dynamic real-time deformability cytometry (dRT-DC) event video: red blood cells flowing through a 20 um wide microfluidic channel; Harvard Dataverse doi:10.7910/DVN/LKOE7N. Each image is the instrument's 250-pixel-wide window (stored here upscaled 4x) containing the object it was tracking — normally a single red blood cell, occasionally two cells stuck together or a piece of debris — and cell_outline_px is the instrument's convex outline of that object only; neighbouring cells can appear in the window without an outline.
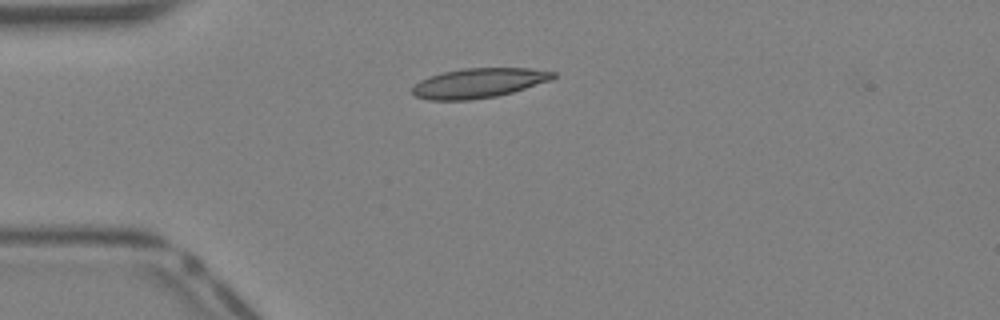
{"species": "Egyptian fruit bat (a non-hibernating species)", "species_latin": "Rousettus aegyptiacus", "temperature_condition": "warm", "stored_images_in_passage": 8, "camera_frame_rate_fps": 3000, "um_per_image_px": 0.085, "animal": {"sex": "female"}, "frame": {"image": 1, "passage_image": 1, "time_ms": 0.0, "image_size_px": [1000, 320], "cell_outline_px": [[556, 76], [552, 80], [512, 92], [496, 96], [472, 100], [428, 100], [416, 96], [412, 92], [412, 88], [420, 80], [428, 76], [444, 72], [464, 68], [528, 68], [556, 72]], "centroid_in_image_um": [40.7, 7.06], "position_along_channel_um": 44.3, "area_um2": 24.33}}
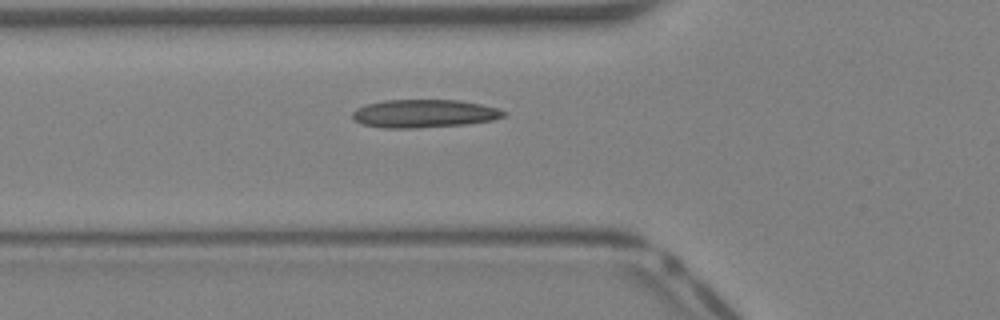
{"frame": {"image": 2, "passage_image": 5, "time_ms": 1.333, "image_size_px": [1000, 320], "cell_outline_px": [[508, 112], [504, 116], [492, 120], [468, 124], [416, 128], [384, 128], [360, 124], [352, 116], [352, 112], [356, 108], [368, 104], [384, 100], [460, 100], [480, 104], [496, 108]], "centroid_in_image_um": [36.04, 9.66], "position_along_channel_um": 89.8, "area_um2": 24.8}}
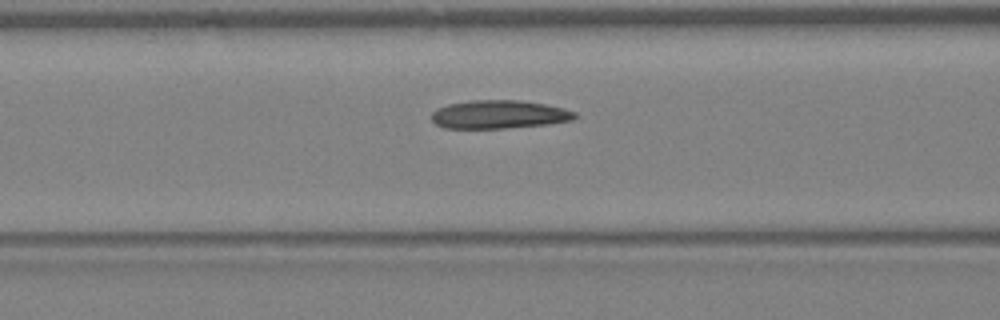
{"frame": {"image": 3, "passage_image": 7, "time_ms": 2.0, "image_size_px": [1000, 320], "cell_outline_px": [[576, 116], [572, 120], [548, 124], [504, 128], [444, 128], [436, 124], [432, 120], [432, 112], [448, 104], [468, 100], [516, 100], [544, 104], [576, 112]], "centroid_in_image_um": [42.39, 9.73], "position_along_channel_um": 124.2, "area_um2": 23.41}}